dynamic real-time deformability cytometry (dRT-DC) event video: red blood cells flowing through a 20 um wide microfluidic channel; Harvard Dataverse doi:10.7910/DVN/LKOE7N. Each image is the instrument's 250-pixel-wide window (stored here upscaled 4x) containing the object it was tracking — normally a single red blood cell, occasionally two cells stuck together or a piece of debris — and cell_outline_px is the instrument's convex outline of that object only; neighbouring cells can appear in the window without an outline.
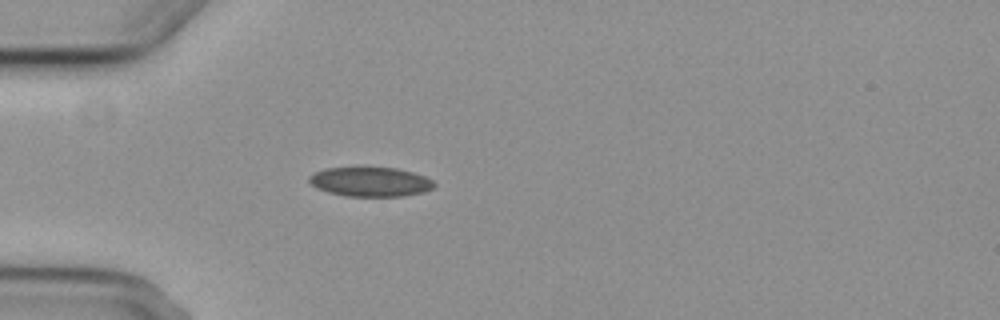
{"species": "common noctule bat (a hibernating species)", "species_latin": "Nyctalus noctula", "temperature_condition": "cold", "stored_images_in_passage": 4, "camera_frame_rate_fps": 3000, "um_per_image_px": 0.085, "animal": {"sex": "female", "body_mass_g": 29.2, "forearm_length_mm": 56.3}, "frame": {"image": 1, "passage_image": 4, "time_ms": 3.333, "image_size_px": [1000, 320], "cell_outline_px": [[436, 184], [432, 188], [424, 192], [400, 196], [344, 196], [328, 192], [316, 188], [308, 180], [308, 176], [324, 168], [396, 168], [412, 172], [424, 176], [432, 180]], "centroid_in_image_um": [31.47, 15.46], "position_along_channel_um": 53.5, "area_um2": 21.27}}